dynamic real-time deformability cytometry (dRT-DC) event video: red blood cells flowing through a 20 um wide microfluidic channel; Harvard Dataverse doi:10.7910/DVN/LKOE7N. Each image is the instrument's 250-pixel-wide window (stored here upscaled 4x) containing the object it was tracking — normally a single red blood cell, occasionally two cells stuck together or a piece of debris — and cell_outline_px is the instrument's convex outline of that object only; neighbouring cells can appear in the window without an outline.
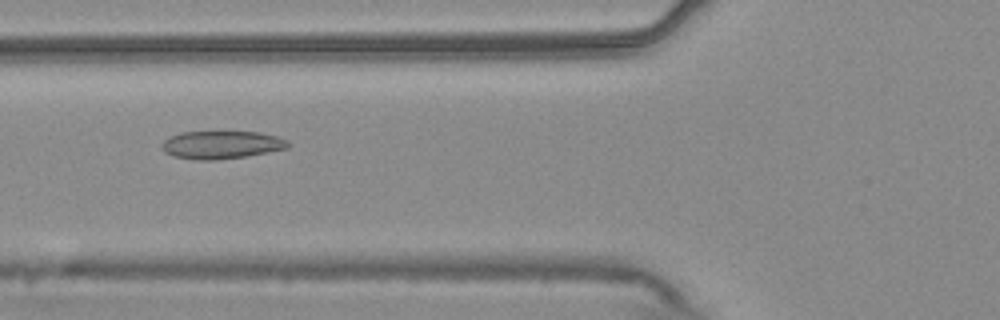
{"species": "common noctule bat (a hibernating species)", "species_latin": "Nyctalus noctula", "temperature_condition": "warm", "stored_images_in_passage": 51, "camera_frame_rate_fps": 3000, "um_per_image_px": 0.085, "animal": {"sex": "male", "body_mass_g": 20.4}, "frame": {"image": 1, "passage_image": 17, "time_ms": 5.333, "image_size_px": [1000, 320], "cell_outline_px": [[292, 144], [288, 148], [248, 156], [216, 160], [196, 160], [176, 156], [164, 152], [160, 144], [164, 140], [180, 132], [260, 132], [276, 136], [288, 140]], "centroid_in_image_um": [18.86, 12.31], "position_along_channel_um": 106.9, "area_um2": 20.58}}
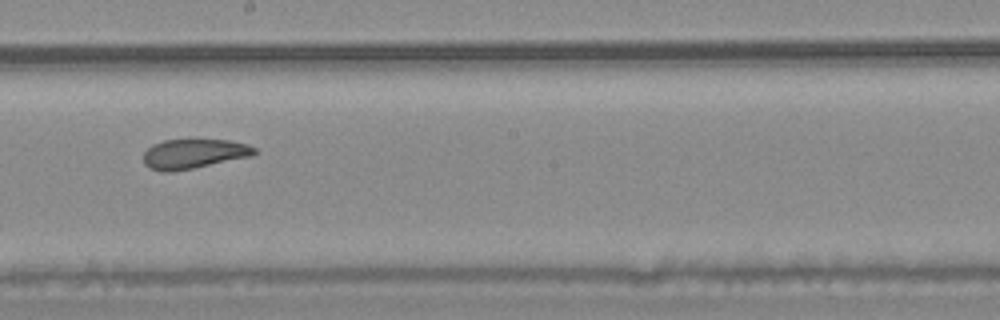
{"frame": {"image": 2, "passage_image": 27, "time_ms": 8.667, "image_size_px": [1000, 320], "cell_outline_px": [[256, 152], [252, 156], [172, 172], [160, 172], [148, 168], [144, 164], [144, 152], [152, 144], [164, 140], [228, 140], [248, 144], [256, 148]], "centroid_in_image_um": [16.44, 13.08], "position_along_channel_um": 231.8, "area_um2": 19.13}}
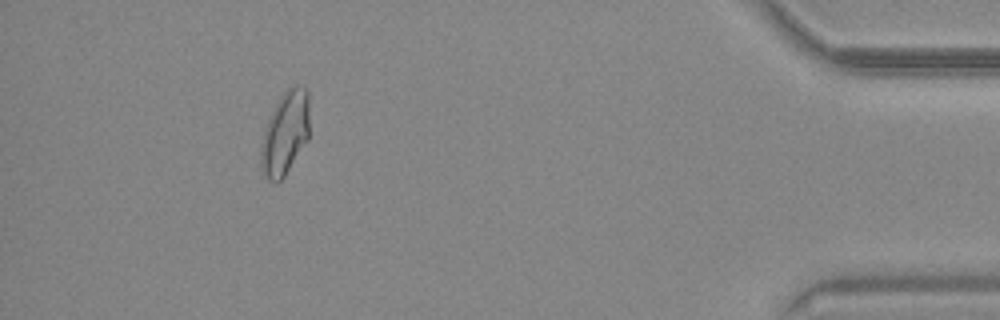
{"frame": {"image": 3, "passage_image": 46, "time_ms": 15.0, "image_size_px": [1000, 320], "cell_outline_px": [[308, 140], [284, 176], [276, 184], [268, 180], [260, 164], [260, 148], [264, 132], [268, 120], [280, 96], [292, 84], [304, 84], [308, 92]], "centroid_in_image_um": [24.24, 11.29], "position_along_channel_um": 411.0, "area_um2": 23.58}, "authors_computed_cell_mechanics": {"area_um2": 20.8658, "velocity_mm_per_s": 3.7387, "shape_relaxation_time_tau1_ms": null, "shape_relaxation_time_tau2_ms": 1.9077, "deformation_change_tau1": null, "deformation_change_tau2": 0.0754}}